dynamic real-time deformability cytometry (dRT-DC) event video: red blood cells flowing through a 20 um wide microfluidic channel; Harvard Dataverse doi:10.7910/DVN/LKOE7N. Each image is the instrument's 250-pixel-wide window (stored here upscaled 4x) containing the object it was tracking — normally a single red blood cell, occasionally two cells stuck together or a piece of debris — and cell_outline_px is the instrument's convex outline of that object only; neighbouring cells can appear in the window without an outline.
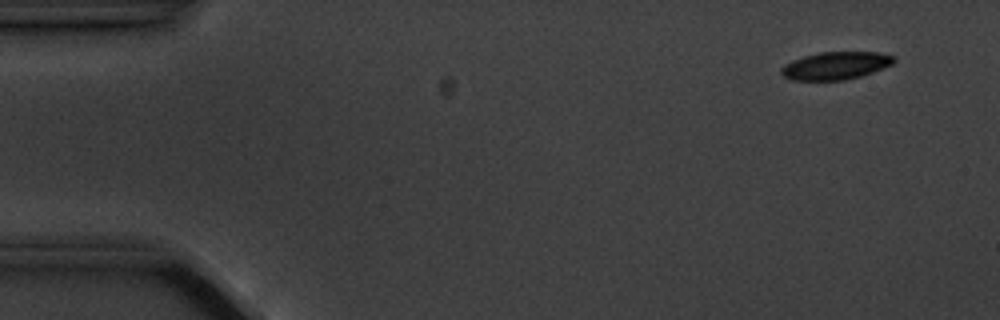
{"species": "common noctule bat (a hibernating species)", "species_latin": "Nyctalus noctula", "temperature_condition": "cold", "stored_images_in_passage": 5, "camera_frame_rate_fps": 3000, "um_per_image_px": 0.085, "animal": {"sex": "male", "body_mass_g": 20.1, "forearm_length_mm": 53.5}, "frame": {"image": 1, "passage_image": 1, "time_ms": 0.0, "image_size_px": [1000, 320], "cell_outline_px": [[896, 60], [892, 64], [872, 72], [860, 76], [844, 80], [792, 80], [784, 76], [780, 72], [780, 68], [784, 64], [792, 60], [804, 56], [820, 52], [880, 52], [896, 56]], "centroid_in_image_um": [71.03, 5.57], "position_along_channel_um": 14.0, "area_um2": 18.21}}